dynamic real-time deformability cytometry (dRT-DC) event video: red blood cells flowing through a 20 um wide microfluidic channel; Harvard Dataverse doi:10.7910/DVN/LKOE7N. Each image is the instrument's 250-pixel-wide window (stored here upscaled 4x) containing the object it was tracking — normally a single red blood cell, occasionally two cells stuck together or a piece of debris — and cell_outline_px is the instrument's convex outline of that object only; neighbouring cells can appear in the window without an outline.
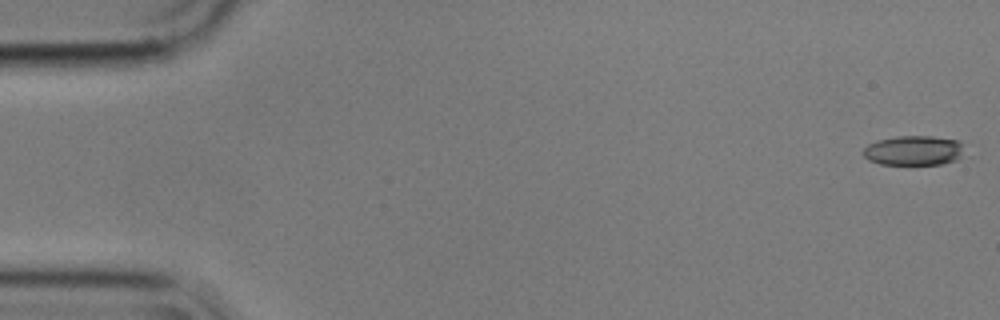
{"species": "common noctule bat (a hibernating species)", "species_latin": "Nyctalus noctula", "temperature_condition": "cold", "stored_images_in_passage": 4, "camera_frame_rate_fps": 3000, "um_per_image_px": 0.085, "animal": {"sex": "male", "body_mass_g": 17.9}, "frame": {"image": 1, "passage_image": 1, "time_ms": 0.0, "image_size_px": [1000, 320], "cell_outline_px": [[960, 156], [956, 160], [940, 164], [880, 164], [868, 160], [860, 152], [868, 144], [876, 140], [900, 136], [932, 136], [956, 140], [960, 144]], "centroid_in_image_um": [77.56, 12.79], "position_along_channel_um": 7.4, "area_um2": 17.28}}
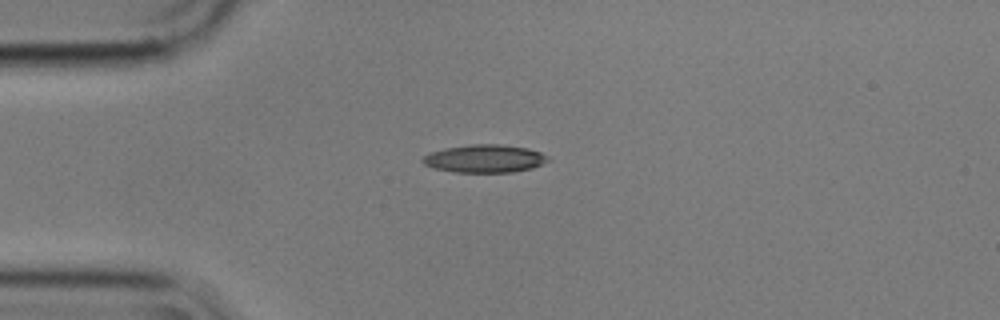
{"frame": {"image": 2, "passage_image": 4, "time_ms": 1.0, "image_size_px": [1000, 320], "cell_outline_px": [[548, 160], [532, 168], [512, 172], [456, 172], [436, 168], [424, 164], [420, 160], [428, 152], [444, 148], [468, 144], [500, 144], [528, 148], [540, 152], [548, 156]], "centroid_in_image_um": [41.16, 13.47], "position_along_channel_um": 43.8, "area_um2": 20.35}}